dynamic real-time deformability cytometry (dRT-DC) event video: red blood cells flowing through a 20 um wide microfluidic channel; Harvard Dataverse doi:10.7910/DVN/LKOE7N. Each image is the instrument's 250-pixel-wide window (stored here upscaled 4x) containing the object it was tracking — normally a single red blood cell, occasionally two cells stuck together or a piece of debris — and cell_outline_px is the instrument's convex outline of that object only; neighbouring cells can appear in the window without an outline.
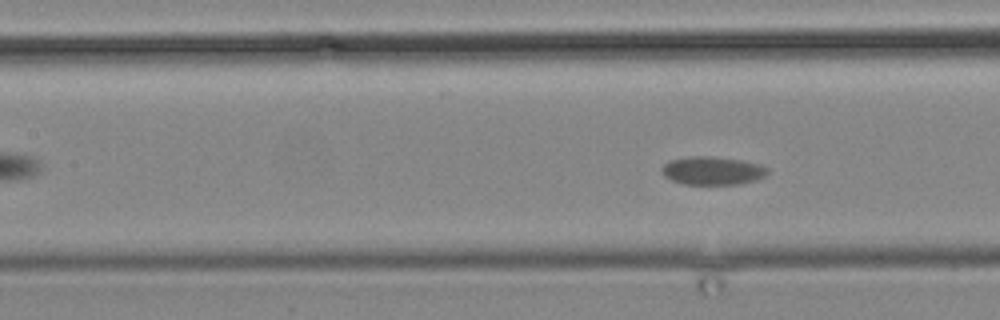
{"species": "common noctule bat (a hibernating species)", "species_latin": "Nyctalus noctula", "temperature_condition": "cold", "stored_images_in_passage": 7, "segment_of_instrument_passage": [2, 2], "camera_frame_rate_fps": 3000, "um_per_image_px": 0.085, "animal": {"sex": "male", "body_mass_g": 19.2, "forearm_length_mm": 51.8}, "frame": {"image": 1, "passage_image": 7, "time_ms": 7.0, "image_size_px": [1000, 320], "cell_outline_px": [[768, 172], [764, 176], [756, 180], [740, 184], [684, 184], [672, 180], [664, 176], [660, 168], [664, 164], [672, 160], [692, 156], [712, 156], [740, 160], [760, 164], [768, 168]], "centroid_in_image_um": [60.57, 14.51], "position_along_channel_um": 146.8, "area_um2": 17.34}}